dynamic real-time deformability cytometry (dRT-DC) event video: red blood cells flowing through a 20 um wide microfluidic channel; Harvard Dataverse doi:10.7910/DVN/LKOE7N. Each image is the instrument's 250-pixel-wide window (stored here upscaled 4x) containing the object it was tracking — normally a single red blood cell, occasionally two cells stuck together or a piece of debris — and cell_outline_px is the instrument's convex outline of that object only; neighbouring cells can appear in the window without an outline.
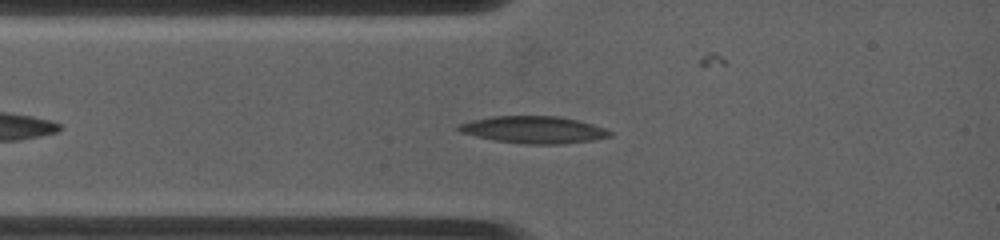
{"species": "common noctule bat (a hibernating species)", "species_latin": "Nyctalus noctula", "temperature_condition": "warm", "stored_images_in_passage": 7, "camera_frame_rate_fps": 4500, "um_per_image_px": 0.085, "animal": {"sex": "female", "body_mass_g": 19.0, "forearm_length_mm": 53.3}, "frame": {"image": 1, "passage_image": 1, "time_ms": 0.0, "image_size_px": [1000, 240], "cell_outline_px": [[612, 136], [592, 140], [560, 144], [524, 144], [492, 140], [460, 132], [456, 128], [456, 124], [472, 120], [492, 116], [560, 116], [580, 120], [604, 128], [612, 132]], "centroid_in_image_um": [45.34, 11.02], "position_along_channel_um": 39.7, "area_um2": 24.04}}
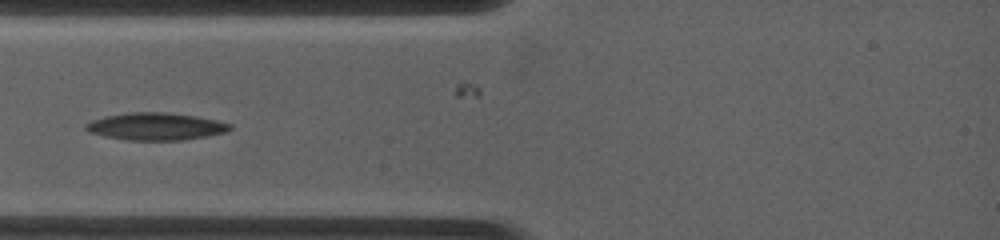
{"frame": {"image": 2, "passage_image": 3, "time_ms": 0.889, "image_size_px": [1000, 240], "cell_outline_px": [[232, 128], [228, 132], [208, 136], [184, 140], [128, 140], [104, 136], [88, 132], [84, 128], [84, 124], [92, 120], [104, 116], [128, 112], [168, 112], [196, 116], [216, 120], [232, 124]], "centroid_in_image_um": [13.24, 10.74], "position_along_channel_um": 71.8, "area_um2": 23.24}}
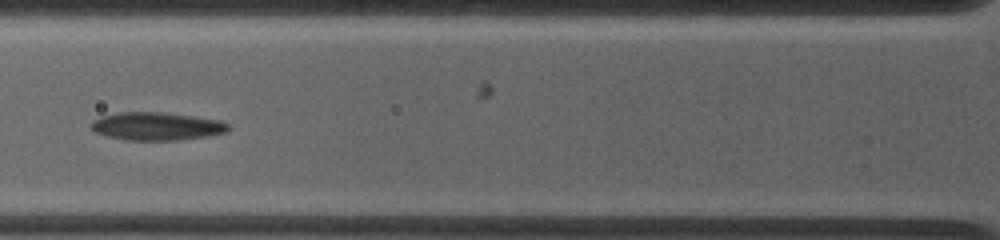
{"frame": {"image": 3, "passage_image": 5, "time_ms": 2.0, "image_size_px": [1000, 240], "cell_outline_px": [[232, 128], [228, 132], [208, 136], [180, 140], [124, 140], [108, 136], [96, 132], [88, 124], [92, 120], [100, 116], [120, 112], [168, 112], [196, 116], [220, 120], [228, 124]], "centroid_in_image_um": [13.35, 10.72], "position_along_channel_um": 112.5, "area_um2": 22.77}}